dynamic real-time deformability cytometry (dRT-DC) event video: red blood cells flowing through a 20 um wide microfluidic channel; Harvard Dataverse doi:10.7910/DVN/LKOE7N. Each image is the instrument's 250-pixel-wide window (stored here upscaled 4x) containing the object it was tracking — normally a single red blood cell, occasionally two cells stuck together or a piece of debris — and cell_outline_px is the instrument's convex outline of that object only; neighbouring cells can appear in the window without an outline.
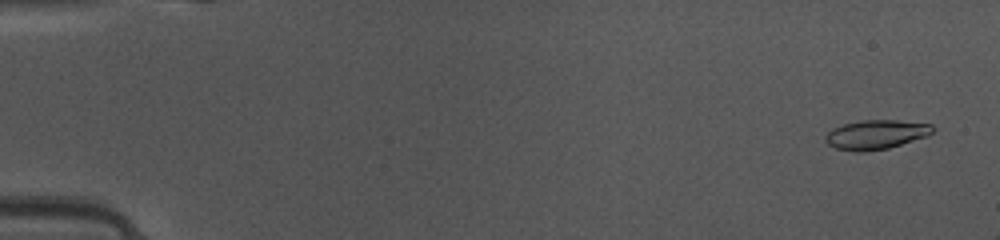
{"species": "common noctule bat (a hibernating species)", "species_latin": "Nyctalus noctula", "temperature_condition": "warm", "stored_images_in_passage": 46, "camera_frame_rate_fps": 3000, "um_per_image_px": 0.085, "animal": {"sex": "female", "body_mass_g": 10.0, "forearm_length_mm": 53.1}, "frame": {"image": 1, "passage_image": 3, "time_ms": 0.667, "image_size_px": [1000, 240], "cell_outline_px": [[936, 128], [928, 136], [888, 148], [864, 152], [856, 152], [836, 148], [828, 144], [824, 140], [824, 136], [832, 128], [844, 124], [864, 120], [896, 120], [932, 124]], "centroid_in_image_um": [74.46, 11.44], "position_along_channel_um": 10.5, "area_um2": 18.38}}
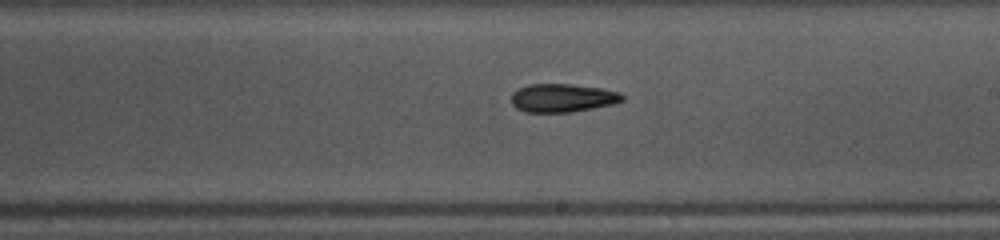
{"frame": {"image": 2, "passage_image": 29, "time_ms": 9.333, "image_size_px": [1000, 240], "cell_outline_px": [[624, 100], [612, 104], [592, 108], [568, 112], [524, 112], [516, 108], [512, 104], [512, 92], [516, 88], [528, 84], [572, 84], [600, 88], [620, 92], [624, 96]], "centroid_in_image_um": [47.78, 8.31], "position_along_channel_um": 241.2, "area_um2": 18.38}}
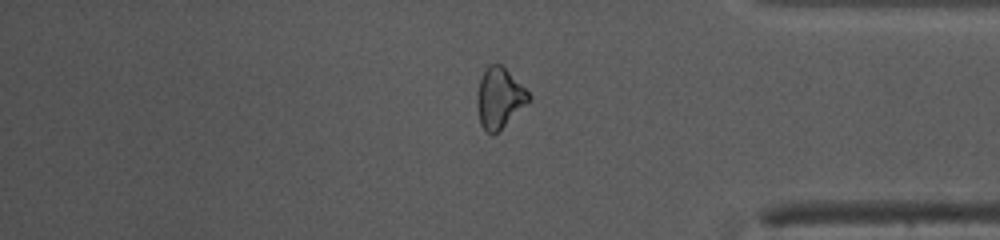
{"frame": {"image": 3, "passage_image": 41, "time_ms": 13.333, "image_size_px": [1000, 240], "cell_outline_px": [[532, 100], [492, 136], [480, 124], [476, 104], [476, 96], [480, 76], [488, 64], [500, 64], [532, 96]], "centroid_in_image_um": [42.42, 8.33], "position_along_channel_um": 392.8, "area_um2": 18.09}}